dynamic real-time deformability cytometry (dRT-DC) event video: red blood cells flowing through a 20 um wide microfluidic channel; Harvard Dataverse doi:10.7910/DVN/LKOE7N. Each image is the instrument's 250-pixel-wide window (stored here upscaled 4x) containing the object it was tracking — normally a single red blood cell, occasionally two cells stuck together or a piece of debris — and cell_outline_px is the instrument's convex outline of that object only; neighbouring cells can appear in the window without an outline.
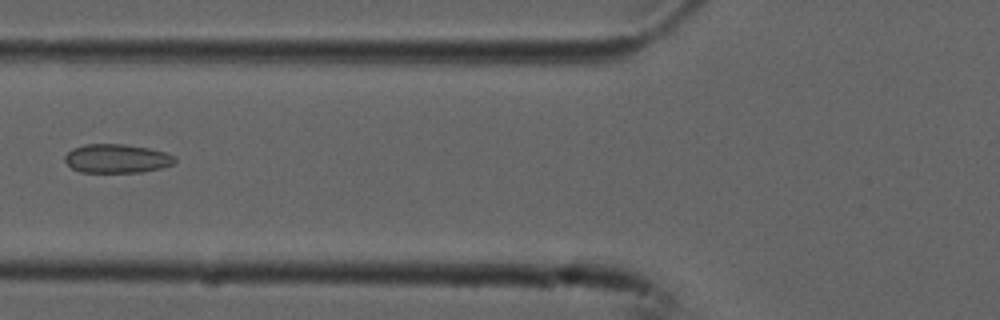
{"species": "common noctule bat (a hibernating species)", "species_latin": "Nyctalus noctula", "temperature_condition": "cold", "stored_images_in_passage": 4, "camera_frame_rate_fps": 3000, "um_per_image_px": 0.085, "animal": {"sex": "male", "forearm_length_mm": 52.5}, "frame": {"image": 1, "passage_image": 4, "time_ms": 1.0, "image_size_px": [1000, 320], "cell_outline_px": [[176, 160], [172, 164], [160, 168], [140, 172], [80, 172], [72, 168], [64, 160], [64, 156], [72, 148], [84, 144], [124, 144], [148, 148], [164, 152], [176, 156]], "centroid_in_image_um": [9.9, 13.47], "position_along_channel_um": 115.9, "area_um2": 18.44}}